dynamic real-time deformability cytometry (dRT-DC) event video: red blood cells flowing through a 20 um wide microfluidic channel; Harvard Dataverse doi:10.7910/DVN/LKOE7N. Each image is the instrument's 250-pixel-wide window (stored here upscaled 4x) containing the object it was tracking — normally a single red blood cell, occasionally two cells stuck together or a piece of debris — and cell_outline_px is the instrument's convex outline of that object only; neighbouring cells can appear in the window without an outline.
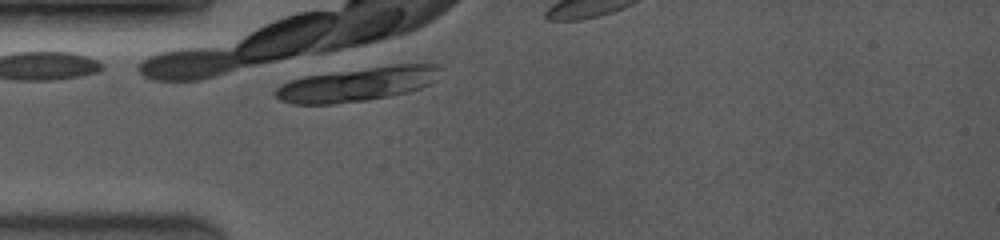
{"species": "common noctule bat (a hibernating species)", "species_latin": "Nyctalus noctula", "temperature_condition": "room temperature", "stored_images_in_passage": 2, "camera_frame_rate_fps": 3500, "um_per_image_px": 0.085, "animal": {"sex": "female", "body_mass_g": 19.0, "forearm_length_mm": 53.3}, "frame": {"image": 1, "passage_image": 1, "time_ms": 0.0, "image_size_px": [1000, 240], "cell_outline_px": [[440, 68], [436, 80], [432, 84], [408, 92], [388, 96], [364, 100], [336, 104], [292, 104], [280, 100], [276, 96], [276, 88], [292, 80], [304, 76], [396, 64], [436, 64]], "centroid_in_image_um": [30.4, 7.16], "position_along_channel_um": 54.6, "area_um2": 32.31}}